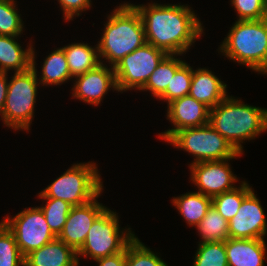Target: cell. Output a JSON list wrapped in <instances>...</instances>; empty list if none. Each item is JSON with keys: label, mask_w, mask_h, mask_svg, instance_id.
Listing matches in <instances>:
<instances>
[{"label": "cell", "mask_w": 267, "mask_h": 266, "mask_svg": "<svg viewBox=\"0 0 267 266\" xmlns=\"http://www.w3.org/2000/svg\"><path fill=\"white\" fill-rule=\"evenodd\" d=\"M132 5L141 16L146 42L167 54H184L202 36L200 20L186 5Z\"/></svg>", "instance_id": "1"}, {"label": "cell", "mask_w": 267, "mask_h": 266, "mask_svg": "<svg viewBox=\"0 0 267 266\" xmlns=\"http://www.w3.org/2000/svg\"><path fill=\"white\" fill-rule=\"evenodd\" d=\"M209 124L243 153V140H252L267 130V109L227 96L209 111Z\"/></svg>", "instance_id": "2"}, {"label": "cell", "mask_w": 267, "mask_h": 266, "mask_svg": "<svg viewBox=\"0 0 267 266\" xmlns=\"http://www.w3.org/2000/svg\"><path fill=\"white\" fill-rule=\"evenodd\" d=\"M107 18L97 45L99 57L114 67L123 57L146 43L145 32L139 12L130 3L117 6Z\"/></svg>", "instance_id": "3"}, {"label": "cell", "mask_w": 267, "mask_h": 266, "mask_svg": "<svg viewBox=\"0 0 267 266\" xmlns=\"http://www.w3.org/2000/svg\"><path fill=\"white\" fill-rule=\"evenodd\" d=\"M220 52L251 70L267 74V20H237Z\"/></svg>", "instance_id": "4"}, {"label": "cell", "mask_w": 267, "mask_h": 266, "mask_svg": "<svg viewBox=\"0 0 267 266\" xmlns=\"http://www.w3.org/2000/svg\"><path fill=\"white\" fill-rule=\"evenodd\" d=\"M34 53L32 48V67L22 72H15L12 79L8 81V92L1 119L7 127L15 130L29 131L34 115L37 87L40 84Z\"/></svg>", "instance_id": "5"}, {"label": "cell", "mask_w": 267, "mask_h": 266, "mask_svg": "<svg viewBox=\"0 0 267 266\" xmlns=\"http://www.w3.org/2000/svg\"><path fill=\"white\" fill-rule=\"evenodd\" d=\"M98 173L94 162L74 164L38 196L61 199L72 206L85 204L103 190L101 175Z\"/></svg>", "instance_id": "6"}, {"label": "cell", "mask_w": 267, "mask_h": 266, "mask_svg": "<svg viewBox=\"0 0 267 266\" xmlns=\"http://www.w3.org/2000/svg\"><path fill=\"white\" fill-rule=\"evenodd\" d=\"M118 219L116 212L106 208L94 220L85 242L77 251L78 262L80 255L97 260L122 252L127 247L136 236L130 228L120 231Z\"/></svg>", "instance_id": "7"}, {"label": "cell", "mask_w": 267, "mask_h": 266, "mask_svg": "<svg viewBox=\"0 0 267 266\" xmlns=\"http://www.w3.org/2000/svg\"><path fill=\"white\" fill-rule=\"evenodd\" d=\"M167 142L193 154L192 163L235 159L242 154L210 124L179 130Z\"/></svg>", "instance_id": "8"}, {"label": "cell", "mask_w": 267, "mask_h": 266, "mask_svg": "<svg viewBox=\"0 0 267 266\" xmlns=\"http://www.w3.org/2000/svg\"><path fill=\"white\" fill-rule=\"evenodd\" d=\"M168 54L150 43L123 57L113 68L118 92L141 90L152 72Z\"/></svg>", "instance_id": "9"}, {"label": "cell", "mask_w": 267, "mask_h": 266, "mask_svg": "<svg viewBox=\"0 0 267 266\" xmlns=\"http://www.w3.org/2000/svg\"><path fill=\"white\" fill-rule=\"evenodd\" d=\"M2 221L14 234L24 258L56 238L40 207L26 208L16 216H7Z\"/></svg>", "instance_id": "10"}, {"label": "cell", "mask_w": 267, "mask_h": 266, "mask_svg": "<svg viewBox=\"0 0 267 266\" xmlns=\"http://www.w3.org/2000/svg\"><path fill=\"white\" fill-rule=\"evenodd\" d=\"M230 160L191 163V181L198 187V192L213 198L234 190L237 187L233 186L237 178L229 166Z\"/></svg>", "instance_id": "11"}, {"label": "cell", "mask_w": 267, "mask_h": 266, "mask_svg": "<svg viewBox=\"0 0 267 266\" xmlns=\"http://www.w3.org/2000/svg\"><path fill=\"white\" fill-rule=\"evenodd\" d=\"M229 238L264 239L267 222L260 200L253 190L243 199L236 215L229 220Z\"/></svg>", "instance_id": "12"}, {"label": "cell", "mask_w": 267, "mask_h": 266, "mask_svg": "<svg viewBox=\"0 0 267 266\" xmlns=\"http://www.w3.org/2000/svg\"><path fill=\"white\" fill-rule=\"evenodd\" d=\"M101 193L102 191L93 200L85 204L73 206L63 230L58 236L60 240L72 247L76 252L85 242L94 220L107 208L96 199Z\"/></svg>", "instance_id": "13"}, {"label": "cell", "mask_w": 267, "mask_h": 266, "mask_svg": "<svg viewBox=\"0 0 267 266\" xmlns=\"http://www.w3.org/2000/svg\"><path fill=\"white\" fill-rule=\"evenodd\" d=\"M167 107V119L174 128L158 135L164 141H168L179 130L209 124L210 109L189 95L173 100Z\"/></svg>", "instance_id": "14"}, {"label": "cell", "mask_w": 267, "mask_h": 266, "mask_svg": "<svg viewBox=\"0 0 267 266\" xmlns=\"http://www.w3.org/2000/svg\"><path fill=\"white\" fill-rule=\"evenodd\" d=\"M75 79L72 95L85 103L97 106L107 94L108 89L113 88L118 91L114 68L110 69L106 64L101 63L95 69L87 71Z\"/></svg>", "instance_id": "15"}, {"label": "cell", "mask_w": 267, "mask_h": 266, "mask_svg": "<svg viewBox=\"0 0 267 266\" xmlns=\"http://www.w3.org/2000/svg\"><path fill=\"white\" fill-rule=\"evenodd\" d=\"M217 77L206 68L197 70L192 68V80L188 95L212 109L228 96L227 85Z\"/></svg>", "instance_id": "16"}, {"label": "cell", "mask_w": 267, "mask_h": 266, "mask_svg": "<svg viewBox=\"0 0 267 266\" xmlns=\"http://www.w3.org/2000/svg\"><path fill=\"white\" fill-rule=\"evenodd\" d=\"M225 248L228 266H264V239L227 238Z\"/></svg>", "instance_id": "17"}, {"label": "cell", "mask_w": 267, "mask_h": 266, "mask_svg": "<svg viewBox=\"0 0 267 266\" xmlns=\"http://www.w3.org/2000/svg\"><path fill=\"white\" fill-rule=\"evenodd\" d=\"M24 266H78L77 252L58 237L24 258Z\"/></svg>", "instance_id": "18"}, {"label": "cell", "mask_w": 267, "mask_h": 266, "mask_svg": "<svg viewBox=\"0 0 267 266\" xmlns=\"http://www.w3.org/2000/svg\"><path fill=\"white\" fill-rule=\"evenodd\" d=\"M18 36L0 35V72H22L32 67V45L22 49Z\"/></svg>", "instance_id": "19"}, {"label": "cell", "mask_w": 267, "mask_h": 266, "mask_svg": "<svg viewBox=\"0 0 267 266\" xmlns=\"http://www.w3.org/2000/svg\"><path fill=\"white\" fill-rule=\"evenodd\" d=\"M61 48L64 50L72 78L103 64L99 57L98 45L92 47L88 43H72Z\"/></svg>", "instance_id": "20"}, {"label": "cell", "mask_w": 267, "mask_h": 266, "mask_svg": "<svg viewBox=\"0 0 267 266\" xmlns=\"http://www.w3.org/2000/svg\"><path fill=\"white\" fill-rule=\"evenodd\" d=\"M189 226H197L212 205V198L200 192H188L172 199Z\"/></svg>", "instance_id": "21"}, {"label": "cell", "mask_w": 267, "mask_h": 266, "mask_svg": "<svg viewBox=\"0 0 267 266\" xmlns=\"http://www.w3.org/2000/svg\"><path fill=\"white\" fill-rule=\"evenodd\" d=\"M175 56L168 54L152 72L141 90H148L154 97L159 98L166 91L175 72L185 63Z\"/></svg>", "instance_id": "22"}, {"label": "cell", "mask_w": 267, "mask_h": 266, "mask_svg": "<svg viewBox=\"0 0 267 266\" xmlns=\"http://www.w3.org/2000/svg\"><path fill=\"white\" fill-rule=\"evenodd\" d=\"M40 84L60 85L71 79L67 59L62 48H58L49 54L43 62Z\"/></svg>", "instance_id": "23"}, {"label": "cell", "mask_w": 267, "mask_h": 266, "mask_svg": "<svg viewBox=\"0 0 267 266\" xmlns=\"http://www.w3.org/2000/svg\"><path fill=\"white\" fill-rule=\"evenodd\" d=\"M203 242L225 241L229 238L228 221L211 205L196 226Z\"/></svg>", "instance_id": "24"}, {"label": "cell", "mask_w": 267, "mask_h": 266, "mask_svg": "<svg viewBox=\"0 0 267 266\" xmlns=\"http://www.w3.org/2000/svg\"><path fill=\"white\" fill-rule=\"evenodd\" d=\"M252 190L246 181L229 192L212 198V206L229 222L242 204L244 197Z\"/></svg>", "instance_id": "25"}, {"label": "cell", "mask_w": 267, "mask_h": 266, "mask_svg": "<svg viewBox=\"0 0 267 266\" xmlns=\"http://www.w3.org/2000/svg\"><path fill=\"white\" fill-rule=\"evenodd\" d=\"M46 200V204L40 206L44 213V217L48 223L50 230L53 234L58 237L62 232L65 222L67 221L68 214L73 207L68 202L61 199L49 198V197H39Z\"/></svg>", "instance_id": "26"}, {"label": "cell", "mask_w": 267, "mask_h": 266, "mask_svg": "<svg viewBox=\"0 0 267 266\" xmlns=\"http://www.w3.org/2000/svg\"><path fill=\"white\" fill-rule=\"evenodd\" d=\"M193 266H228L225 241L198 244Z\"/></svg>", "instance_id": "27"}, {"label": "cell", "mask_w": 267, "mask_h": 266, "mask_svg": "<svg viewBox=\"0 0 267 266\" xmlns=\"http://www.w3.org/2000/svg\"><path fill=\"white\" fill-rule=\"evenodd\" d=\"M24 266L22 256L12 231L0 222V266Z\"/></svg>", "instance_id": "28"}, {"label": "cell", "mask_w": 267, "mask_h": 266, "mask_svg": "<svg viewBox=\"0 0 267 266\" xmlns=\"http://www.w3.org/2000/svg\"><path fill=\"white\" fill-rule=\"evenodd\" d=\"M126 266H168L137 237L126 247Z\"/></svg>", "instance_id": "29"}, {"label": "cell", "mask_w": 267, "mask_h": 266, "mask_svg": "<svg viewBox=\"0 0 267 266\" xmlns=\"http://www.w3.org/2000/svg\"><path fill=\"white\" fill-rule=\"evenodd\" d=\"M192 80V67L186 62L175 72L166 91L158 98L169 104L175 99L189 94Z\"/></svg>", "instance_id": "30"}, {"label": "cell", "mask_w": 267, "mask_h": 266, "mask_svg": "<svg viewBox=\"0 0 267 266\" xmlns=\"http://www.w3.org/2000/svg\"><path fill=\"white\" fill-rule=\"evenodd\" d=\"M14 0H0V35L19 36L23 22L18 14Z\"/></svg>", "instance_id": "31"}, {"label": "cell", "mask_w": 267, "mask_h": 266, "mask_svg": "<svg viewBox=\"0 0 267 266\" xmlns=\"http://www.w3.org/2000/svg\"><path fill=\"white\" fill-rule=\"evenodd\" d=\"M237 10V20H261L266 18L267 0H231Z\"/></svg>", "instance_id": "32"}, {"label": "cell", "mask_w": 267, "mask_h": 266, "mask_svg": "<svg viewBox=\"0 0 267 266\" xmlns=\"http://www.w3.org/2000/svg\"><path fill=\"white\" fill-rule=\"evenodd\" d=\"M64 14V19L73 20L74 16H79L80 12L91 7V0H58Z\"/></svg>", "instance_id": "33"}, {"label": "cell", "mask_w": 267, "mask_h": 266, "mask_svg": "<svg viewBox=\"0 0 267 266\" xmlns=\"http://www.w3.org/2000/svg\"><path fill=\"white\" fill-rule=\"evenodd\" d=\"M98 266H126V248L117 254L95 260Z\"/></svg>", "instance_id": "34"}, {"label": "cell", "mask_w": 267, "mask_h": 266, "mask_svg": "<svg viewBox=\"0 0 267 266\" xmlns=\"http://www.w3.org/2000/svg\"><path fill=\"white\" fill-rule=\"evenodd\" d=\"M8 72H0V114L2 115L6 95L8 92Z\"/></svg>", "instance_id": "35"}]
</instances>
